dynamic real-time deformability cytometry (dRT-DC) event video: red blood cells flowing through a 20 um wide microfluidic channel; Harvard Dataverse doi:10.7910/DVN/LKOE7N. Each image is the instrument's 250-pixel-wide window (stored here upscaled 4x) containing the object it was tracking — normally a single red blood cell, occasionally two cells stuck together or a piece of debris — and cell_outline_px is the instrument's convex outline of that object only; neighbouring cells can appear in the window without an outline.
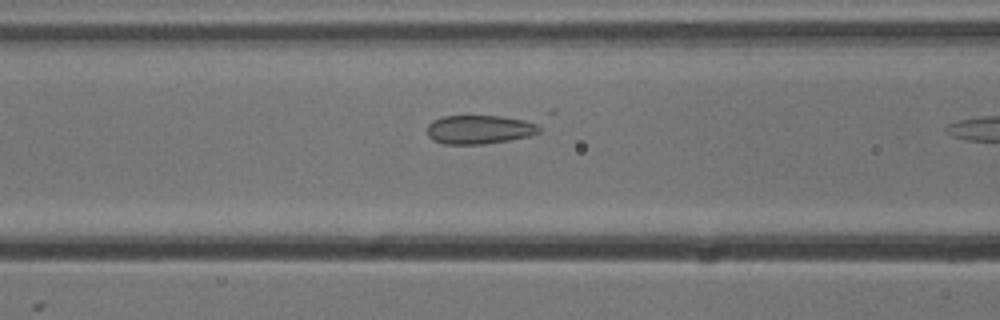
{"species": "common noctule bat (a hibernating species)", "species_latin": "Nyctalus noctula", "temperature_condition": "cold", "stored_images_in_passage": 38, "camera_frame_rate_fps": 3000, "um_per_image_px": 0.085, "animal": {"sex": "male", "body_mass_g": 13.3}, "frame": {"image": 1, "passage_image": 16, "time_ms": 5.0, "image_size_px": [1000, 320], "cell_outline_px": [[540, 132], [528, 136], [508, 140], [484, 144], [444, 144], [432, 140], [428, 136], [428, 124], [432, 120], [444, 116], [500, 116], [540, 120]], "centroid_in_image_um": [40.84, 10.99], "position_along_channel_um": 125.8, "area_um2": 19.31}}
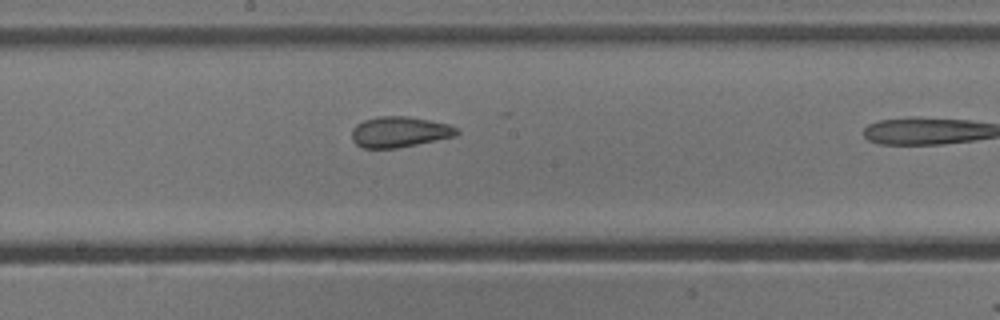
{"frame": {"image": 2, "passage_image": 23, "time_ms": 7.333, "image_size_px": [1000, 320], "cell_outline_px": [[460, 132], [456, 136], [396, 148], [360, 148], [352, 140], [352, 128], [356, 124], [364, 120], [380, 116], [408, 116], [448, 124], [460, 128]], "centroid_in_image_um": [33.96, 11.21], "position_along_channel_um": 214.2, "area_um2": 18.84}}
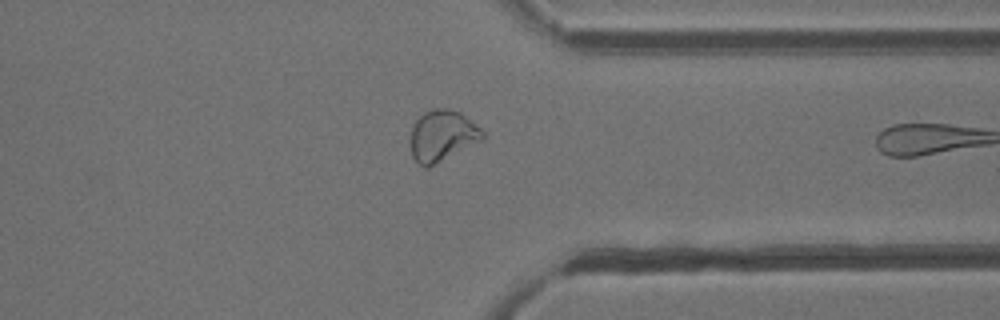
{"frame": {"image": 3, "passage_image": 36, "time_ms": 11.667, "image_size_px": [1000, 320], "cell_outline_px": [[484, 140], [428, 168], [424, 168], [412, 156], [412, 124], [424, 112], [432, 108], [448, 108], [460, 112], [480, 128], [484, 132]], "centroid_in_image_um": [37.62, 11.54], "position_along_channel_um": 373.8, "area_um2": 21.5}}